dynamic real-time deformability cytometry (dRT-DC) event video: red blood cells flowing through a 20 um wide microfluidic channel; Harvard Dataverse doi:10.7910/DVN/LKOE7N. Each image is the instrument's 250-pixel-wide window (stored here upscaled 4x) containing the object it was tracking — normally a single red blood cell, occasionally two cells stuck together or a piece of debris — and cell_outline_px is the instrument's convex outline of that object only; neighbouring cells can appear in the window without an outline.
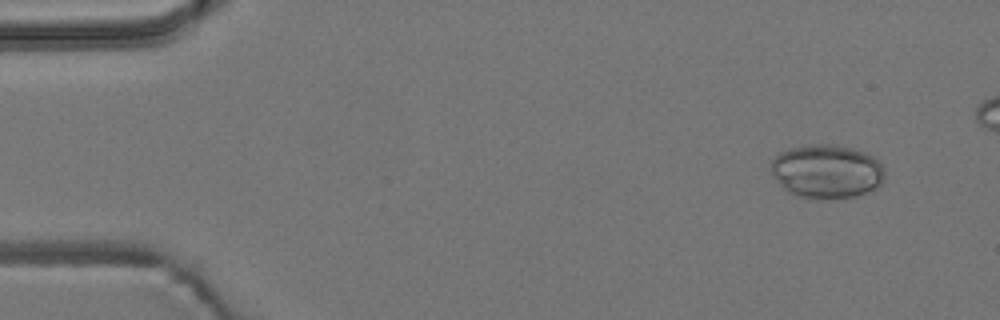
{"species": "common noctule bat (a hibernating species)", "species_latin": "Nyctalus noctula", "temperature_condition": "room temperature", "stored_images_in_passage": 5, "camera_frame_rate_fps": 3000, "um_per_image_px": 0.085, "animal": {"sex": "male", "body_mass_g": 19.2, "forearm_length_mm": 51.8}, "frame": {"image": 1, "passage_image": 1, "time_ms": 0.0, "image_size_px": [1000, 320], "cell_outline_px": [[884, 176], [880, 184], [872, 192], [856, 196], [828, 200], [796, 196], [788, 192], [772, 176], [772, 160], [780, 152], [788, 148], [808, 144], [836, 144], [864, 152], [872, 156], [884, 168]], "centroid_in_image_um": [70.27, 14.58], "position_along_channel_um": 14.7, "area_um2": 36.01}}